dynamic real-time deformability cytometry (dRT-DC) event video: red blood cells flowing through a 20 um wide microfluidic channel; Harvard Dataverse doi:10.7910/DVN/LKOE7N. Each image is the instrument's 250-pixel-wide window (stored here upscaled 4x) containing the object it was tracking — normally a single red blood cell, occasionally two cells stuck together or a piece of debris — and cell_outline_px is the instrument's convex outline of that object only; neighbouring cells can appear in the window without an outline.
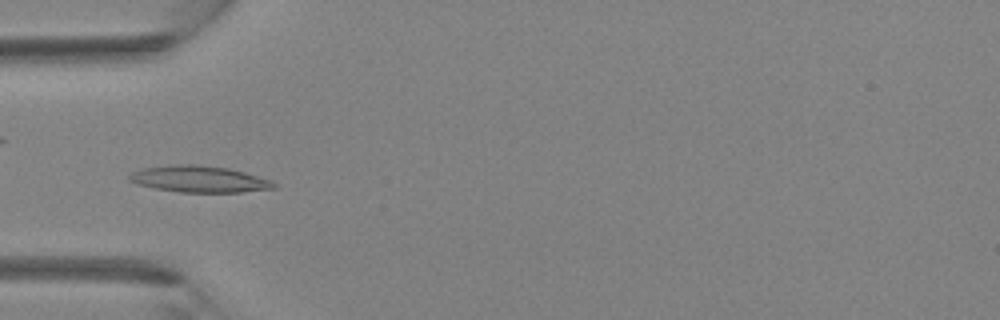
{"species": "Egyptian fruit bat (a non-hibernating species)", "species_latin": "Rousettus aegyptiacus", "temperature_condition": "room temperature", "stored_images_in_passage": 4, "camera_frame_rate_fps": 3000, "um_per_image_px": 0.085, "animal": {"sex": "female"}, "frame": {"image": 1, "passage_image": 4, "time_ms": 1.0, "image_size_px": [1000, 320], "cell_outline_px": [[276, 188], [240, 192], [180, 192], [156, 188], [136, 184], [128, 180], [128, 176], [132, 172], [140, 168], [176, 164], [200, 164], [228, 168], [244, 172], [272, 180], [276, 184]], "centroid_in_image_um": [16.92, 15.21], "position_along_channel_um": 68.1, "area_um2": 22.43}}